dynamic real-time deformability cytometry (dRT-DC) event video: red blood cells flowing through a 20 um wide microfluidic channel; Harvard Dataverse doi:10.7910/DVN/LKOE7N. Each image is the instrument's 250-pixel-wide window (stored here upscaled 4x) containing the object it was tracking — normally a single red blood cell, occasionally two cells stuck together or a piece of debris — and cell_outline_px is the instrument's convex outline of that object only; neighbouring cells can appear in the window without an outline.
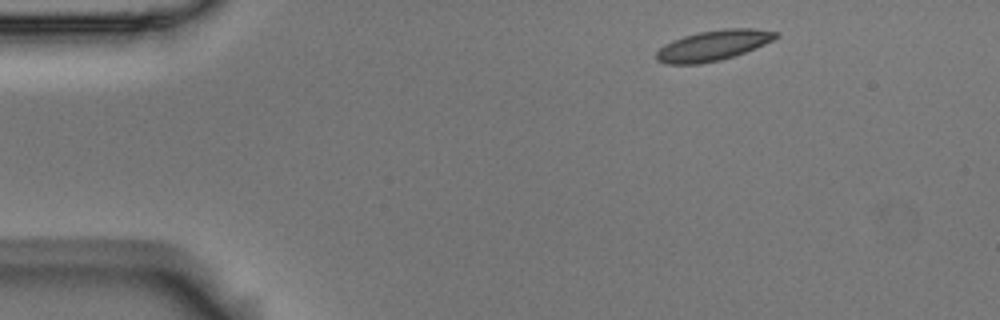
{"species": "Egyptian fruit bat (a non-hibernating species)", "species_latin": "Rousettus aegyptiacus", "temperature_condition": "room temperature", "stored_images_in_passage": 3, "camera_frame_rate_fps": 3000, "um_per_image_px": 0.085, "animal": {"sex": "male"}, "frame": {"image": 1, "passage_image": 1, "time_ms": 0.0, "image_size_px": [1000, 320], "cell_outline_px": [[780, 36], [764, 44], [744, 52], [720, 60], [700, 64], [664, 64], [656, 60], [656, 52], [664, 44], [672, 40], [684, 36], [700, 32], [724, 28], [756, 28], [780, 32]], "centroid_in_image_um": [60.61, 3.85], "position_along_channel_um": 24.4, "area_um2": 21.15}}
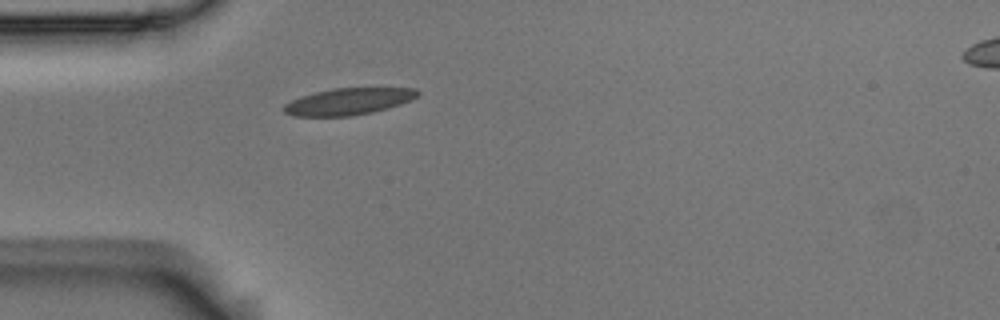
{"frame": {"image": 2, "passage_image": 3, "time_ms": 0.667, "image_size_px": [1000, 320], "cell_outline_px": [[420, 92], [416, 96], [400, 104], [388, 108], [372, 112], [352, 116], [292, 116], [284, 112], [280, 108], [284, 104], [300, 96], [332, 88], [416, 88]], "centroid_in_image_um": [29.56, 8.63], "position_along_channel_um": 55.4, "area_um2": 20.81}}